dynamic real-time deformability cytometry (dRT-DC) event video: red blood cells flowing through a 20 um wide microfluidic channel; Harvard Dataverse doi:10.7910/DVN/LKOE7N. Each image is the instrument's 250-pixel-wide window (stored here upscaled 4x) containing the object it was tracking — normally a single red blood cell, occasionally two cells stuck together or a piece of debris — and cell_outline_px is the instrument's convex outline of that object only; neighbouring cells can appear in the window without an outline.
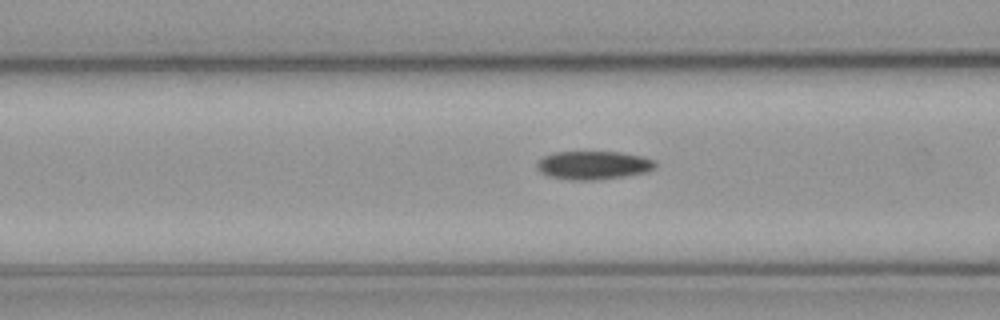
{"species": "common noctule bat (a hibernating species)", "species_latin": "Nyctalus noctula", "temperature_condition": "cold", "stored_images_in_passage": 11, "camera_frame_rate_fps": 3000, "um_per_image_px": 0.085, "animal": {"sex": "male", "body_mass_g": 23.1, "forearm_length_mm": 52.7}, "frame": {"image": 1, "passage_image": 8, "time_ms": 2.333, "image_size_px": [1000, 320], "cell_outline_px": [[656, 168], [644, 172], [624, 176], [592, 180], [568, 180], [552, 176], [540, 172], [536, 168], [536, 164], [544, 156], [552, 152], [620, 152], [640, 156], [656, 160]], "centroid_in_image_um": [50.43, 14.04], "position_along_channel_um": 116.2, "area_um2": 19.48}}